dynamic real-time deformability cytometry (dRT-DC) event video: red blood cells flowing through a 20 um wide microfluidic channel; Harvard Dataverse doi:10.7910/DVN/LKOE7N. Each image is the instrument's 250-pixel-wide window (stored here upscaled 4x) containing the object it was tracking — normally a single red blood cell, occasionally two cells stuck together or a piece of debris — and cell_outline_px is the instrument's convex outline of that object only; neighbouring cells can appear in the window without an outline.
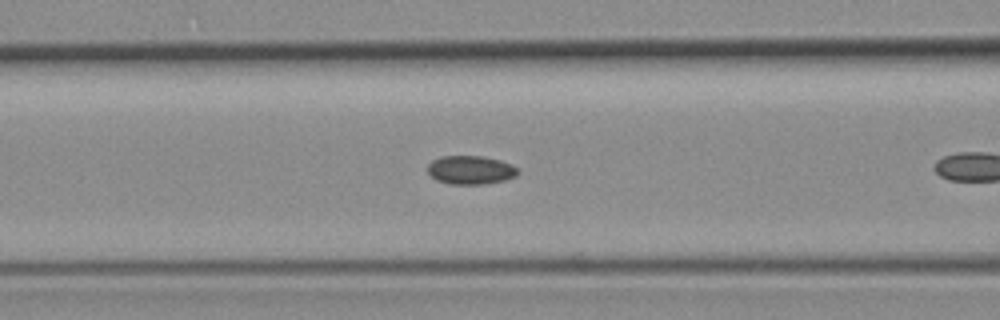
{"species": "common noctule bat (a hibernating species)", "species_latin": "Nyctalus noctula", "temperature_condition": "room temperature", "stored_images_in_passage": 13, "camera_frame_rate_fps": 3000, "um_per_image_px": 0.085, "animal": {"sex": "female", "body_mass_g": 19.3, "forearm_length_mm": 54.1}, "frame": {"image": 1, "passage_image": 11, "time_ms": 3.333, "image_size_px": [1000, 320], "cell_outline_px": [[520, 172], [516, 176], [504, 180], [484, 184], [448, 184], [436, 180], [428, 172], [428, 164], [432, 160], [440, 156], [484, 156], [500, 160], [512, 164]], "centroid_in_image_um": [40.0, 14.44], "position_along_channel_um": 126.6, "area_um2": 15.14}}